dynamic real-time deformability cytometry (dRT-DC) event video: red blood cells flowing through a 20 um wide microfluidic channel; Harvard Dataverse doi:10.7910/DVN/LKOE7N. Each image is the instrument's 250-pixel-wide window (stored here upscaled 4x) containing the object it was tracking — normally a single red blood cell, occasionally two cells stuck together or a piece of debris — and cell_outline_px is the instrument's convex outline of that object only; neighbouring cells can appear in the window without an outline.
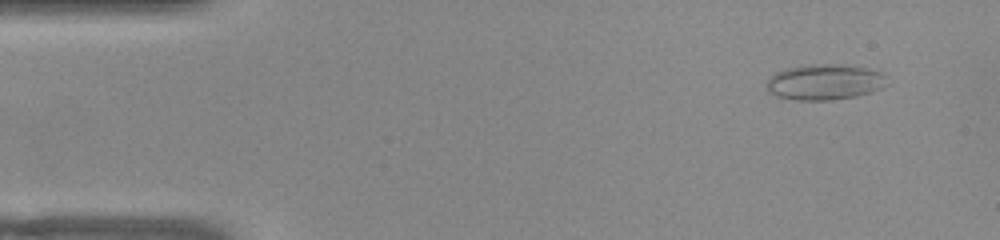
{"species": "common noctule bat (a hibernating species)", "species_latin": "Nyctalus noctula", "temperature_condition": "warm", "stored_images_in_passage": 49, "camera_frame_rate_fps": 3000, "um_per_image_px": 0.085, "animal": {"sex": "female", "body_mass_g": 22.0, "forearm_length_mm": 56.7}, "frame": {"image": 1, "passage_image": 4, "time_ms": 1.0, "image_size_px": [1000, 240], "cell_outline_px": [[888, 76], [880, 88], [872, 92], [856, 96], [832, 100], [796, 100], [776, 96], [768, 92], [768, 80], [776, 72], [788, 68], [820, 64], [840, 64], [868, 68], [880, 72]], "centroid_in_image_um": [70.11, 6.98], "position_along_channel_um": 14.9, "area_um2": 24.74}}
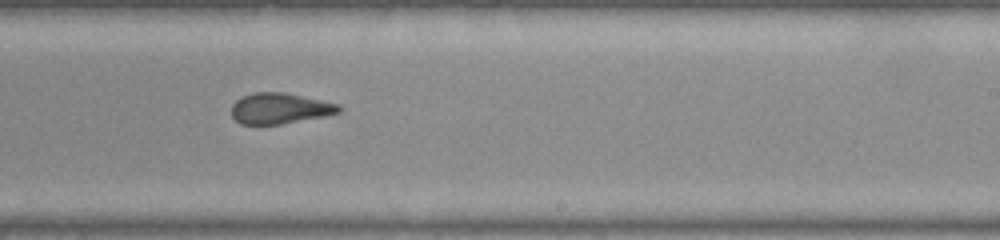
{"frame": {"image": 2, "passage_image": 31, "time_ms": 10.0, "image_size_px": [1000, 240], "cell_outline_px": [[344, 108], [340, 112], [324, 116], [280, 124], [240, 124], [232, 116], [232, 104], [240, 96], [256, 92], [284, 92], [340, 104]], "centroid_in_image_um": [23.79, 9.2], "position_along_channel_um": 265.2, "area_um2": 19.31}}
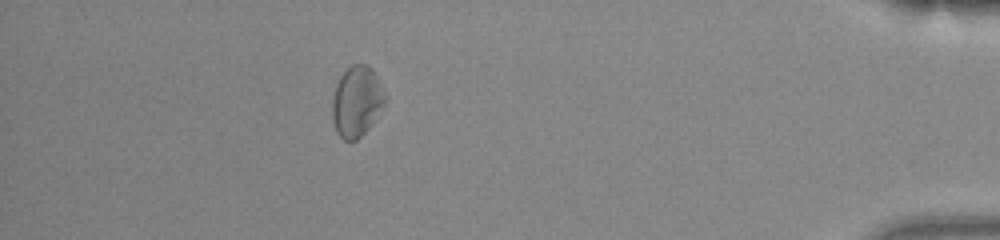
{"frame": {"image": 3, "passage_image": 46, "time_ms": 15.0, "image_size_px": [1000, 240], "cell_outline_px": [[384, 108], [372, 124], [356, 140], [344, 140], [336, 132], [332, 120], [332, 100], [336, 84], [340, 76], [352, 64], [368, 64], [372, 68], [384, 92]], "centroid_in_image_um": [30.31, 8.62], "position_along_channel_um": 404.9, "area_um2": 21.68}}